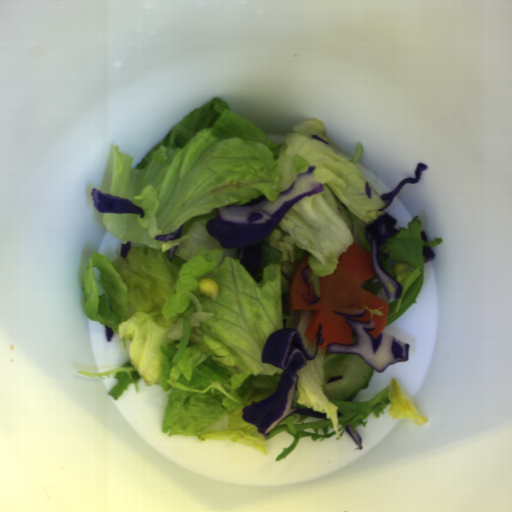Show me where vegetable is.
I'll list each match as a JSON object with an SVG mask.
<instances>
[{
  "label": "vegetable",
  "mask_w": 512,
  "mask_h": 512,
  "mask_svg": "<svg viewBox=\"0 0 512 512\" xmlns=\"http://www.w3.org/2000/svg\"><path fill=\"white\" fill-rule=\"evenodd\" d=\"M360 285L367 292L382 299L383 301H385L387 303L388 296H387L384 288L381 286L379 279L377 278L376 275L372 278L362 281Z\"/></svg>",
  "instance_id": "3"
},
{
  "label": "vegetable",
  "mask_w": 512,
  "mask_h": 512,
  "mask_svg": "<svg viewBox=\"0 0 512 512\" xmlns=\"http://www.w3.org/2000/svg\"><path fill=\"white\" fill-rule=\"evenodd\" d=\"M394 229L399 233L389 237L380 245V248H384L389 253L388 258L382 254H379V257L384 270L401 285V297L388 306L384 327L403 315L411 305L417 303L427 264L426 257L423 256V248L429 247L432 251L436 245L443 243L441 237L433 241L422 240L421 231L424 232V226L416 215L407 222L406 226ZM397 262L409 264L405 275L396 277L393 265Z\"/></svg>",
  "instance_id": "2"
},
{
  "label": "vegetable",
  "mask_w": 512,
  "mask_h": 512,
  "mask_svg": "<svg viewBox=\"0 0 512 512\" xmlns=\"http://www.w3.org/2000/svg\"><path fill=\"white\" fill-rule=\"evenodd\" d=\"M293 130L275 143L216 97L171 126L137 166L115 147L110 195L135 202L144 216L104 213V228L131 249L114 261L90 255L81 300L86 317L112 328L124 351L129 340L128 358L105 372L77 370L102 379L115 375L118 383L108 392L115 400L131 384L139 394L140 379L164 393L171 389L161 422L170 436L229 440L268 454V439L288 432L294 438L275 460L304 437L343 441L346 425L366 426L364 419L370 413L380 419L387 405L393 419L429 422L394 378L368 400L330 401L324 383L348 354L321 348L295 373L292 406L326 418L292 413L267 436L243 418L244 408L273 394L282 379V368L262 362V350L272 331L285 329L284 321L298 330L299 310L290 309L289 293L304 259L312 255L306 279L314 285V305L321 278L337 271L342 253L353 243L371 253L366 227L387 214L383 194L368 183L371 199L366 194L361 143L348 160L317 118ZM308 165L316 166L323 193L305 197L284 216L263 244L259 273L250 277L238 248L208 236L207 220L216 208L245 205L258 195L275 201ZM182 224L178 239L153 237ZM202 277L217 282L216 300L200 291Z\"/></svg>",
  "instance_id": "1"
},
{
  "label": "vegetable",
  "mask_w": 512,
  "mask_h": 512,
  "mask_svg": "<svg viewBox=\"0 0 512 512\" xmlns=\"http://www.w3.org/2000/svg\"><path fill=\"white\" fill-rule=\"evenodd\" d=\"M307 290H308V293H307V294H303V295H301V296H302V302H306V301H305V299H304V297H305L306 295H311V287H310V288H307Z\"/></svg>",
  "instance_id": "4"
}]
</instances>
